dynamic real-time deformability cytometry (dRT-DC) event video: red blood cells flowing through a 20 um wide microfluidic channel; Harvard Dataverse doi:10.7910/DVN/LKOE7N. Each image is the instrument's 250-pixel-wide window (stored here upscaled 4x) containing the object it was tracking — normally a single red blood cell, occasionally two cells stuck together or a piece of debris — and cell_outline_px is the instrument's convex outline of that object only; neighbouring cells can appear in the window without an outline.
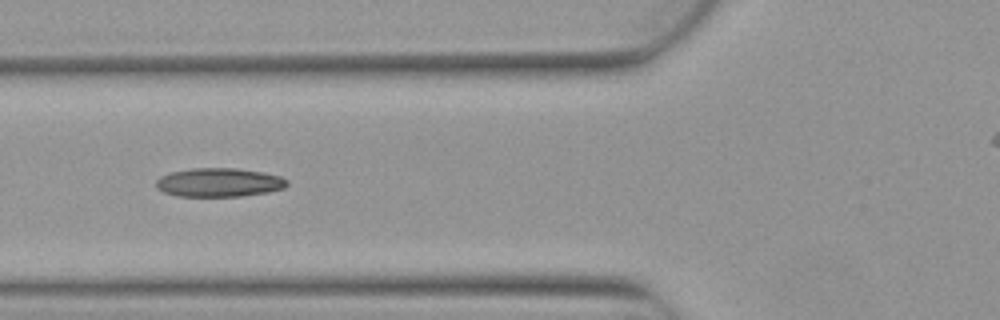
{"species": "Egyptian fruit bat (a non-hibernating species)", "species_latin": "Rousettus aegyptiacus", "temperature_condition": "warm", "stored_images_in_passage": 6, "camera_frame_rate_fps": 3000, "um_per_image_px": 0.085, "animal": {"sex": "female"}, "frame": {"image": 1, "passage_image": 6, "time_ms": 1.667, "image_size_px": [1000, 320], "cell_outline_px": [[288, 184], [284, 188], [268, 192], [240, 196], [176, 196], [164, 192], [156, 188], [156, 180], [160, 176], [172, 172], [192, 168], [236, 168], [264, 172], [280, 176], [288, 180]], "centroid_in_image_um": [18.62, 15.5], "position_along_channel_um": 107.2, "area_um2": 22.02}}